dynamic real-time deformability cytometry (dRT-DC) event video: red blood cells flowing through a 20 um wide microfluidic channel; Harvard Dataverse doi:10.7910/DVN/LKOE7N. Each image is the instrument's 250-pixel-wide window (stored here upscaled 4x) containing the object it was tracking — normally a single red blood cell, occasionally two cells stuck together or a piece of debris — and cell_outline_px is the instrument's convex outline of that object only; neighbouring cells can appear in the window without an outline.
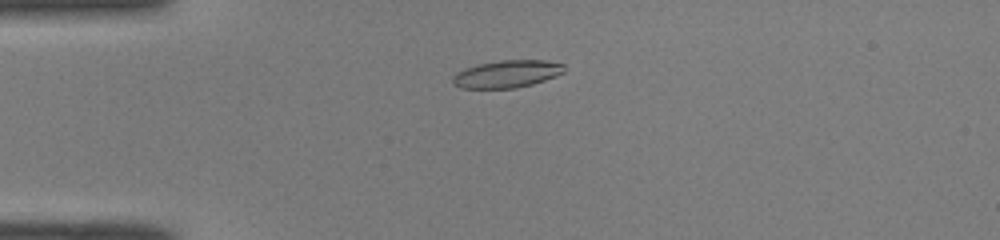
{"species": "common noctule bat (a hibernating species)", "species_latin": "Nyctalus noctula", "temperature_condition": "room temperature", "stored_images_in_passage": 47, "camera_frame_rate_fps": 3000, "um_per_image_px": 0.085, "animal": {"sex": "male", "body_mass_g": 19.0, "forearm_length_mm": 50.8}, "frame": {"image": 1, "passage_image": 10, "time_ms": 3.0, "image_size_px": [1000, 240], "cell_outline_px": [[564, 72], [544, 80], [532, 84], [516, 88], [460, 88], [452, 84], [452, 76], [456, 72], [464, 68], [480, 64], [500, 60], [544, 60], [564, 64]], "centroid_in_image_um": [43.04, 6.29], "position_along_channel_um": 42.0, "area_um2": 17.8}}
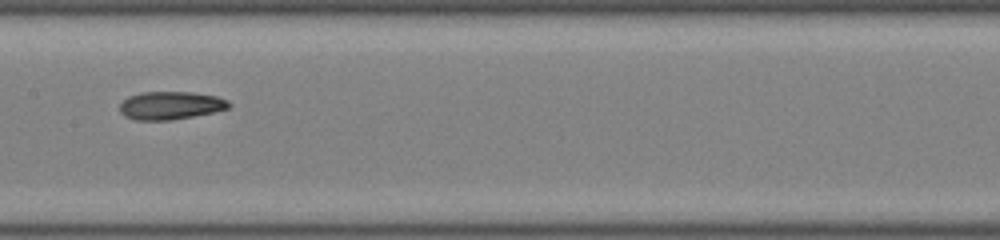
{"frame": {"image": 2, "passage_image": 23, "time_ms": 7.333, "image_size_px": [1000, 240], "cell_outline_px": [[232, 104], [228, 108], [212, 112], [172, 120], [136, 120], [124, 116], [120, 112], [120, 104], [128, 96], [140, 92], [192, 92], [216, 96], [228, 100]], "centroid_in_image_um": [14.48, 8.96], "position_along_channel_um": 192.9, "area_um2": 17.8}}
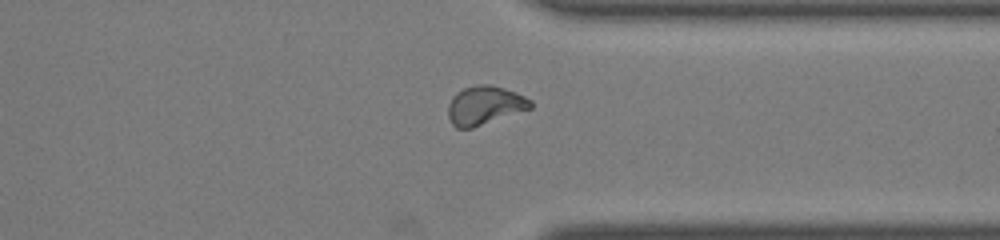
{"frame": {"image": 3, "passage_image": 36, "time_ms": 11.667, "image_size_px": [1000, 240], "cell_outline_px": [[532, 108], [472, 128], [456, 128], [452, 124], [448, 116], [448, 104], [452, 96], [456, 92], [464, 88], [476, 84], [492, 84], [504, 88], [524, 96], [532, 100]], "centroid_in_image_um": [41.18, 8.95], "position_along_channel_um": 370.2, "area_um2": 18.67}, "authors_computed_cell_mechanics": {"area_um2": 18.0336, "velocity_mm_per_s": 4.1036, "shape_relaxation_time_tau1_ms": 7.7633, "shape_relaxation_time_tau2_ms": 1.9279, "deformation_change_tau1": 0.2066, "deformation_change_tau2": 0.0746}}